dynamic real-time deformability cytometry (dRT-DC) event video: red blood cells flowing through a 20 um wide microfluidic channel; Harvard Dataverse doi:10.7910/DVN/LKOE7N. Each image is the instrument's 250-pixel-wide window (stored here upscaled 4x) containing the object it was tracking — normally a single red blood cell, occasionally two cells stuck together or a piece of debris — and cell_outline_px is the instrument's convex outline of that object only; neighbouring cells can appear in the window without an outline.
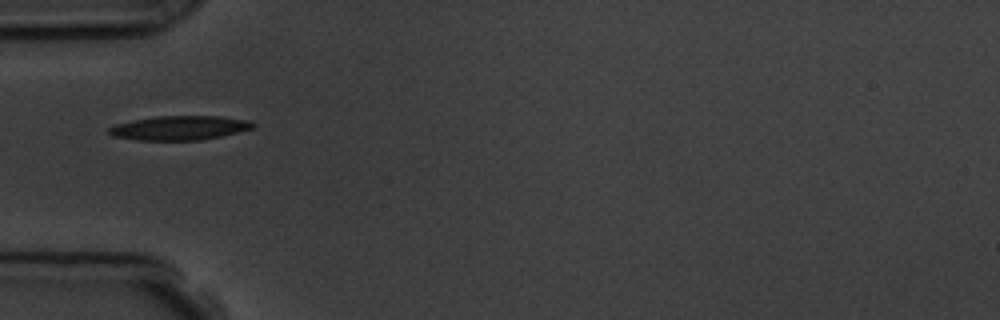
{"species": "common noctule bat (a hibernating species)", "species_latin": "Nyctalus noctula", "temperature_condition": "room temperature", "stored_images_in_passage": 1, "camera_frame_rate_fps": 3000, "um_per_image_px": 0.085, "animal": {"sex": "male", "body_mass_g": 19.5, "forearm_length_mm": 54.6}, "frame": {"image": 1, "passage_image": 1, "time_ms": 0.0, "image_size_px": [1000, 320], "cell_outline_px": [[256, 124], [252, 128], [220, 136], [200, 140], [136, 140], [112, 136], [108, 132], [108, 128], [116, 124], [132, 120], [156, 116], [220, 116], [248, 120]], "centroid_in_image_um": [15.22, 10.87], "position_along_channel_um": 69.8, "area_um2": 20.23}}